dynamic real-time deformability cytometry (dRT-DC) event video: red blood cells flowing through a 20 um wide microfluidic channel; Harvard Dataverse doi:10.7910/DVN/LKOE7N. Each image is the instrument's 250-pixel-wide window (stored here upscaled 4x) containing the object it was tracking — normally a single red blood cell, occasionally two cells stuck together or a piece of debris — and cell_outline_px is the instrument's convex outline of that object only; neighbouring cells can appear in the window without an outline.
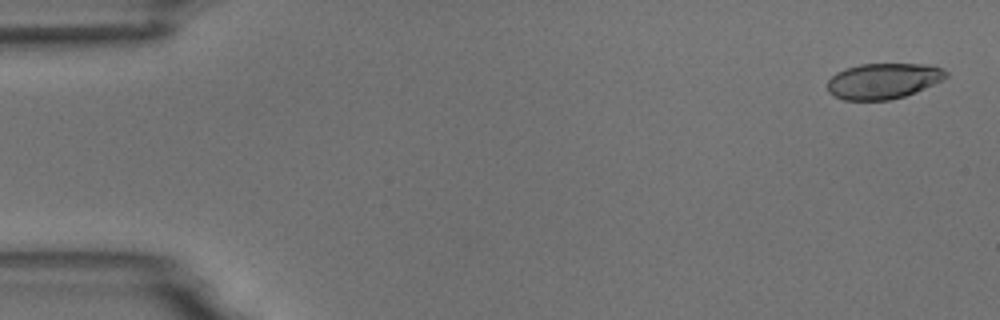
{"species": "common noctule bat (a hibernating species)", "species_latin": "Nyctalus noctula", "temperature_condition": "room temperature", "stored_images_in_passage": 5, "camera_frame_rate_fps": 3000, "um_per_image_px": 0.085, "animal": {"sex": "male", "body_mass_g": 18.8}, "frame": {"image": 1, "passage_image": 1, "time_ms": 0.0, "image_size_px": [1000, 320], "cell_outline_px": [[948, 76], [924, 88], [904, 96], [888, 100], [844, 100], [828, 92], [828, 80], [836, 72], [844, 68], [860, 64], [924, 64], [940, 68], [948, 72]], "centroid_in_image_um": [75.03, 6.87], "position_along_channel_um": 10.0, "area_um2": 24.39}}
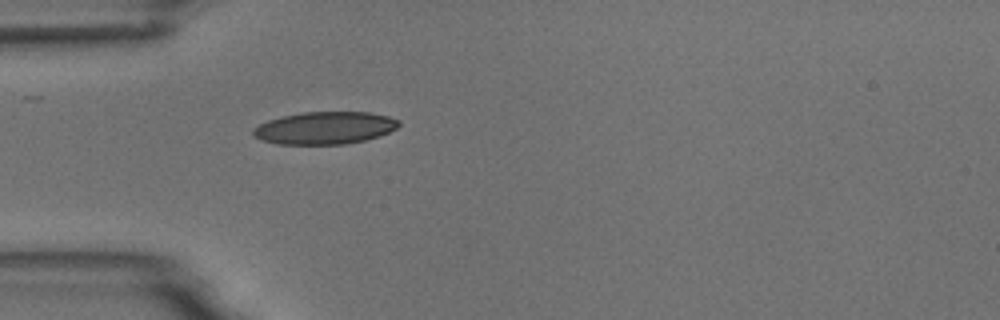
{"frame": {"image": 2, "passage_image": 5, "time_ms": 4.667, "image_size_px": [1000, 320], "cell_outline_px": [[400, 124], [396, 128], [380, 136], [364, 140], [344, 144], [276, 144], [252, 136], [252, 128], [268, 120], [280, 116], [300, 112], [368, 112], [388, 116], [400, 120]], "centroid_in_image_um": [27.58, 10.87], "position_along_channel_um": 57.4, "area_um2": 27.63}}